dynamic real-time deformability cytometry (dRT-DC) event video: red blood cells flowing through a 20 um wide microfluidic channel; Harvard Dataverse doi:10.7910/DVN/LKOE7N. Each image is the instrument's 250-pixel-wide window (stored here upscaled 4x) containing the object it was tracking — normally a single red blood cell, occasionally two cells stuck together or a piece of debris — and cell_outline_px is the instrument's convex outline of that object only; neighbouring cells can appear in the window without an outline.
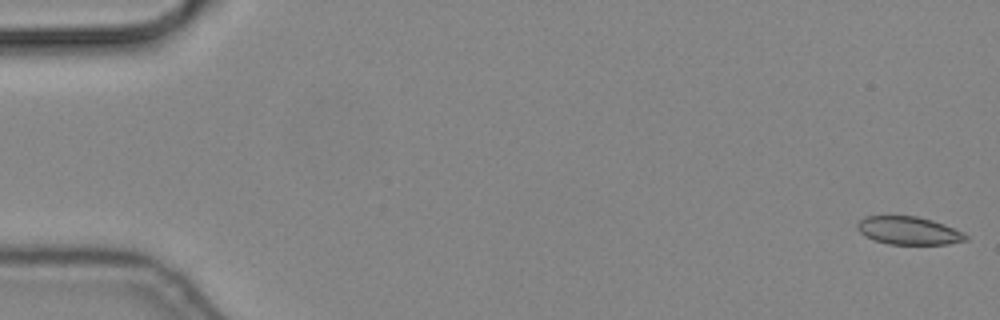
{"species": "common noctule bat (a hibernating species)", "species_latin": "Nyctalus noctula", "temperature_condition": "cold", "stored_images_in_passage": 56, "camera_frame_rate_fps": 3000, "um_per_image_px": 0.085, "animal": {"sex": "male", "body_mass_g": 19.2, "forearm_length_mm": 51.8}, "frame": {"image": 1, "passage_image": 1, "time_ms": 0.0, "image_size_px": [1000, 320], "cell_outline_px": [[968, 240], [948, 244], [888, 244], [864, 236], [856, 228], [856, 224], [864, 216], [916, 216], [932, 220], [944, 224], [964, 232], [968, 236]], "centroid_in_image_um": [77.24, 19.6], "position_along_channel_um": 7.8, "area_um2": 17.74}}
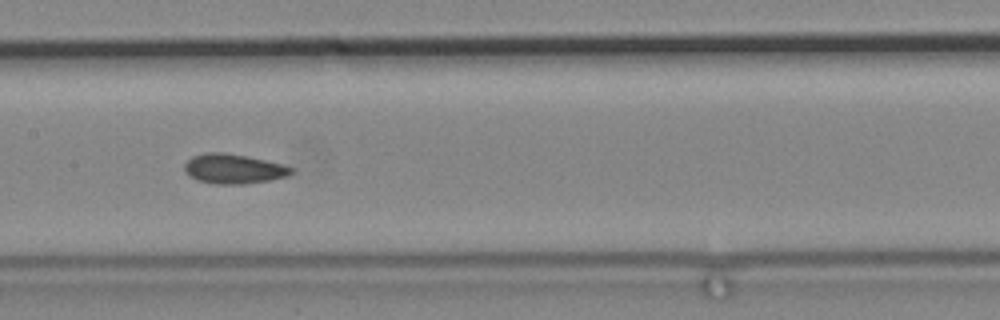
{"frame": {"image": 2, "passage_image": 28, "time_ms": 9.0, "image_size_px": [1000, 320], "cell_outline_px": [[292, 172], [288, 176], [272, 180], [244, 184], [216, 184], [196, 180], [188, 176], [184, 172], [184, 164], [192, 156], [208, 152], [224, 152], [284, 164], [292, 168]], "centroid_in_image_um": [19.82, 14.36], "position_along_channel_um": 187.6, "area_um2": 18.55}}
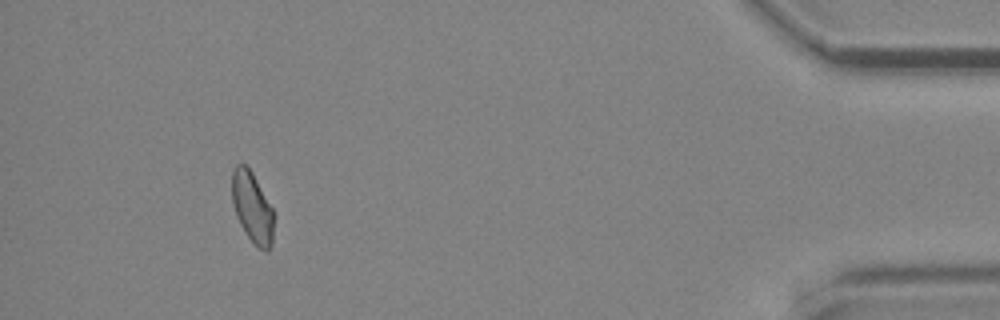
{"frame": {"image": 3, "passage_image": 52, "time_ms": 17.0, "image_size_px": [1000, 320], "cell_outline_px": [[272, 244], [268, 252], [260, 248], [248, 236], [240, 224], [236, 216], [232, 200], [232, 168], [236, 164], [244, 164], [252, 172], [272, 208]], "centroid_in_image_um": [21.41, 17.59], "position_along_channel_um": 413.8, "area_um2": 16.82}}